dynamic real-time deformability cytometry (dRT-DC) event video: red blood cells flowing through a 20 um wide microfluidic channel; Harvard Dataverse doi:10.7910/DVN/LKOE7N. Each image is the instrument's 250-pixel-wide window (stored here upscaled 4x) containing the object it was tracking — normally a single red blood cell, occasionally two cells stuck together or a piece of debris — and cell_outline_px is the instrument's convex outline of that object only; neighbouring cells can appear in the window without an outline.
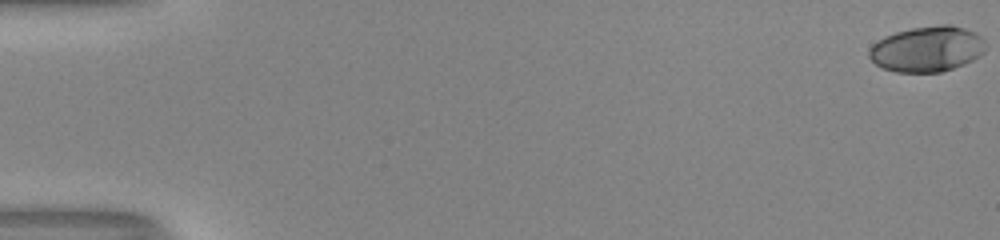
{"species": "human", "species_latin": "Homo sapiens", "temperature_condition": "room temperature", "stored_images_in_passage": 54, "camera_frame_rate_fps": 3000, "um_per_image_px": 0.085, "donor": {"sex": "male"}, "frame": {"image": 1, "passage_image": 1, "time_ms": 0.0, "image_size_px": [1000, 240], "cell_outline_px": [[984, 52], [980, 56], [964, 64], [940, 72], [896, 72], [884, 68], [876, 64], [868, 56], [868, 52], [872, 44], [884, 36], [896, 32], [912, 28], [940, 24], [952, 24], [976, 32], [984, 40]], "centroid_in_image_um": [78.8, 4.15], "position_along_channel_um": 6.2, "area_um2": 30.98}}
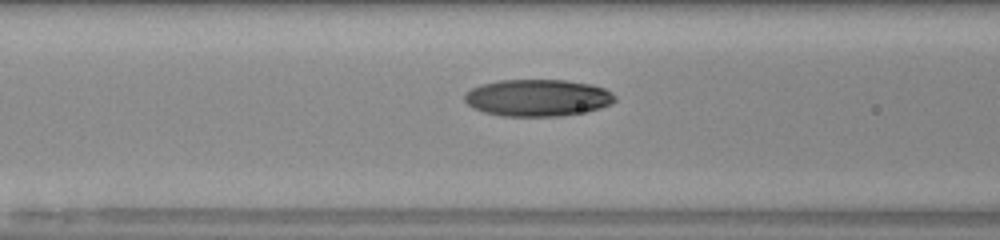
{"frame": {"image": 2, "passage_image": 24, "time_ms": 7.667, "image_size_px": [1000, 240], "cell_outline_px": [[616, 100], [612, 104], [600, 108], [584, 112], [560, 116], [500, 116], [484, 112], [468, 104], [464, 100], [464, 96], [472, 88], [484, 84], [500, 80], [564, 80], [592, 84], [604, 88], [612, 92], [616, 96]], "centroid_in_image_um": [45.75, 8.31], "position_along_channel_um": 120.9, "area_um2": 32.31}}
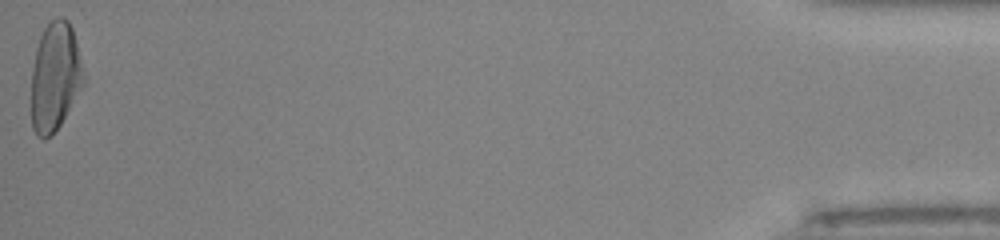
{"frame": {"image": 3, "passage_image": 54, "time_ms": 17.667, "image_size_px": [1000, 240], "cell_outline_px": [[84, 84], [60, 124], [44, 140], [36, 136], [32, 128], [32, 68], [36, 48], [40, 36], [44, 28], [52, 20], [60, 16], [68, 20], [72, 28], [84, 72]], "centroid_in_image_um": [4.67, 6.51], "position_along_channel_um": 430.5, "area_um2": 32.77}, "authors_computed_cell_mechanics": {"area_um2": 31.5877, "velocity_mm_per_s": 4.0845, "shape_relaxation_time_tau1_ms": 8.7857, "shape_relaxation_time_tau2_ms": 1.4358, "deformation_change_tau1": 0.2975, "deformation_change_tau2": 0.0583}}